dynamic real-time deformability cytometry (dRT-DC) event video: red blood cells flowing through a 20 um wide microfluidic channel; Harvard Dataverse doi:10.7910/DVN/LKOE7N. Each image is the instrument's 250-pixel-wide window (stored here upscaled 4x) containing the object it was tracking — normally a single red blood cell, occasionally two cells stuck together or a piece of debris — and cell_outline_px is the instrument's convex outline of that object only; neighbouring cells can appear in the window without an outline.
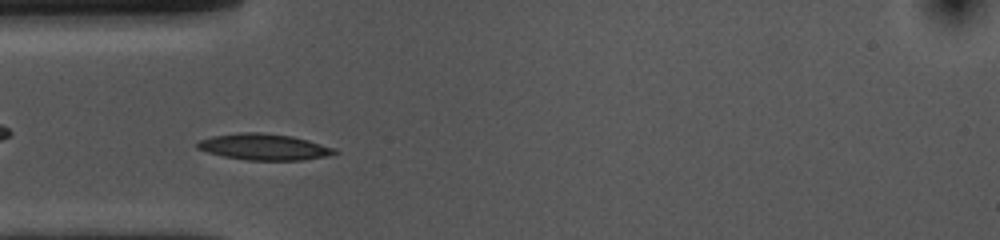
{"species": "common noctule bat (a hibernating species)", "species_latin": "Nyctalus noctula", "temperature_condition": "cold", "stored_images_in_passage": 46, "camera_frame_rate_fps": 3000, "um_per_image_px": 0.085, "animal": {"sex": "female", "body_mass_g": 10.0, "forearm_length_mm": 53.1}, "frame": {"image": 1, "passage_image": 10, "time_ms": 3.0, "image_size_px": [1000, 240], "cell_outline_px": [[340, 152], [328, 156], [300, 160], [248, 160], [224, 156], [208, 152], [196, 148], [196, 144], [200, 140], [212, 136], [240, 132], [264, 132], [292, 136], [308, 140], [336, 148]], "centroid_in_image_um": [22.47, 12.48], "position_along_channel_um": 62.5, "area_um2": 21.04}}
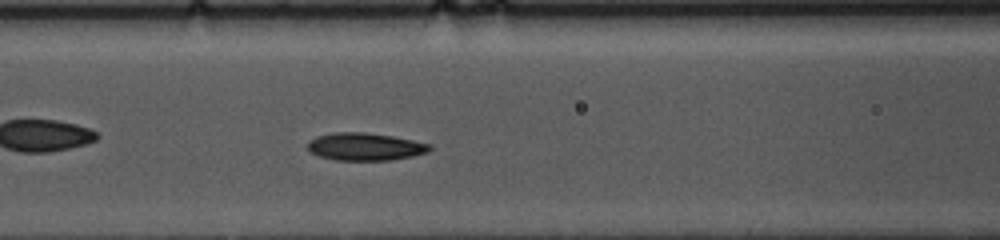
{"frame": {"image": 2, "passage_image": 16, "time_ms": 5.0, "image_size_px": [1000, 240], "cell_outline_px": [[432, 148], [428, 152], [412, 156], [392, 160], [336, 160], [320, 156], [312, 152], [308, 148], [308, 140], [316, 136], [332, 132], [364, 132], [392, 136], [432, 144]], "centroid_in_image_um": [31.04, 12.46], "position_along_channel_um": 135.6, "area_um2": 19.65}}
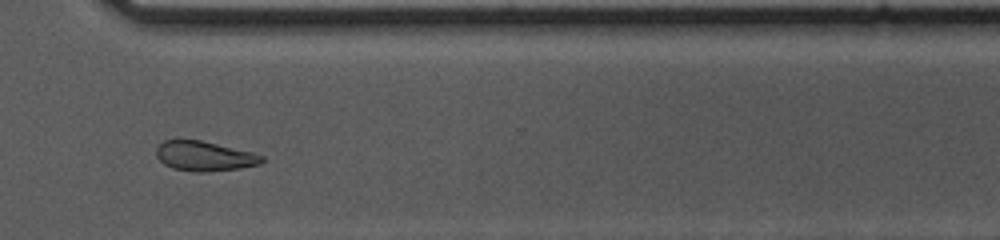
{"frame": {"image": 3, "passage_image": 34, "time_ms": 11.0, "image_size_px": [1000, 240], "cell_outline_px": [[264, 160], [260, 164], [240, 168], [208, 172], [192, 172], [172, 168], [164, 164], [156, 156], [156, 148], [164, 140], [200, 140], [252, 152], [264, 156]], "centroid_in_image_um": [17.37, 13.28], "position_along_channel_um": 353.2, "area_um2": 18.32}, "authors_computed_cell_mechanics": {"area_um2": 19.4208, "velocity_mm_per_s": 3.6298, "shape_relaxation_time_tau1_ms": 3.0082, "shape_relaxation_time_tau2_ms": 8.4148, "deformation_change_tau1": 0.107, "deformation_change_tau2": 0.137}}